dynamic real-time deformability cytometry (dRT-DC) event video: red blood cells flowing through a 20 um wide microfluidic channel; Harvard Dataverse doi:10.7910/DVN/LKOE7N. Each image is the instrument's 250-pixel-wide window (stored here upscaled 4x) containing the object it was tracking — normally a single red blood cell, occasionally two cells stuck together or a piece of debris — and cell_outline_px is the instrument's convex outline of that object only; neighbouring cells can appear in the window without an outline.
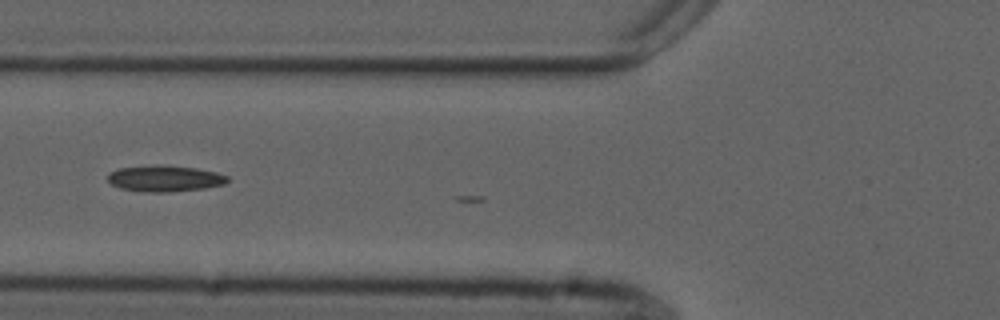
{"species": "common noctule bat (a hibernating species)", "species_latin": "Nyctalus noctula", "temperature_condition": "cold", "stored_images_in_passage": 12, "camera_frame_rate_fps": 3000, "um_per_image_px": 0.085, "animal": {"sex": "male", "forearm_length_mm": 52.5}, "frame": {"image": 1, "passage_image": 9, "time_ms": 2.667, "image_size_px": [1000, 320], "cell_outline_px": [[228, 180], [224, 184], [204, 188], [168, 192], [144, 192], [120, 188], [112, 184], [108, 180], [108, 172], [116, 168], [152, 164], [156, 164], [196, 168], [216, 172], [228, 176]], "centroid_in_image_um": [13.96, 15.16], "position_along_channel_um": 111.8, "area_um2": 18.44}}